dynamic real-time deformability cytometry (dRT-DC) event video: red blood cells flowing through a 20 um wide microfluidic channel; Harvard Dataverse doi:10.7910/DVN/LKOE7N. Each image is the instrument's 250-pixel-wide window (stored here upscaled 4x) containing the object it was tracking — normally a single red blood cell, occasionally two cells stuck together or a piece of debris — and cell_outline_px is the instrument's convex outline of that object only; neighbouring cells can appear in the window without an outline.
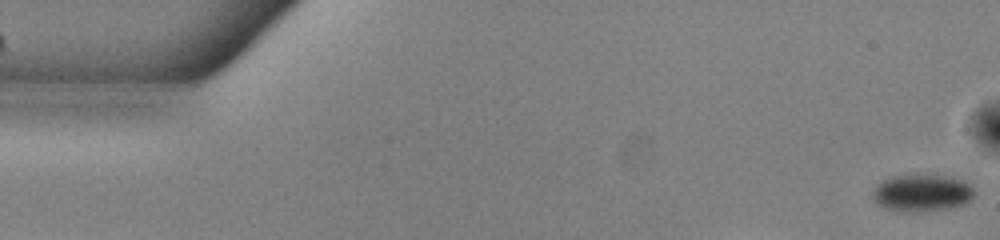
{"species": "common noctule bat (a hibernating species)", "species_latin": "Nyctalus noctula", "temperature_condition": "warm", "stored_images_in_passage": 53, "camera_frame_rate_fps": 3000, "um_per_image_px": 0.085, "animal": {"sex": "male", "body_mass_g": 13.0, "forearm_length_mm": 53.1}, "frame": {"image": 1, "passage_image": 1, "time_ms": 0.0, "image_size_px": [1000, 240], "cell_outline_px": [[972, 200], [964, 204], [948, 208], [916, 212], [896, 212], [884, 208], [876, 204], [872, 196], [872, 192], [876, 184], [892, 176], [952, 176], [964, 180], [972, 188]], "centroid_in_image_um": [78.32, 16.42], "position_along_channel_um": 6.7, "area_um2": 21.96}}
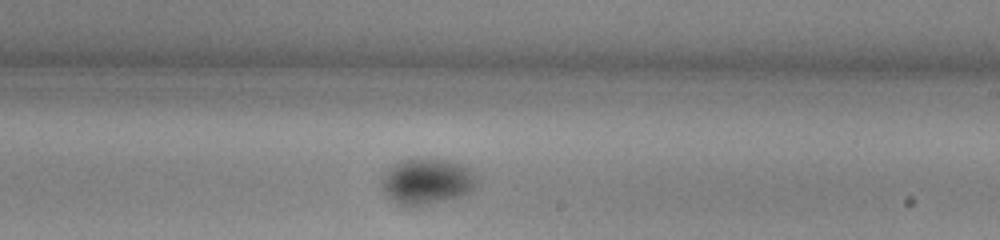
{"frame": {"image": 2, "passage_image": 31, "time_ms": 10.0, "image_size_px": [1000, 240], "cell_outline_px": [[472, 188], [468, 192], [460, 196], [428, 204], [400, 204], [392, 200], [384, 192], [380, 180], [388, 168], [392, 164], [400, 160], [412, 156], [428, 156], [460, 164], [468, 168], [472, 176]], "centroid_in_image_um": [36.17, 15.34], "position_along_channel_um": 252.8, "area_um2": 25.09}}
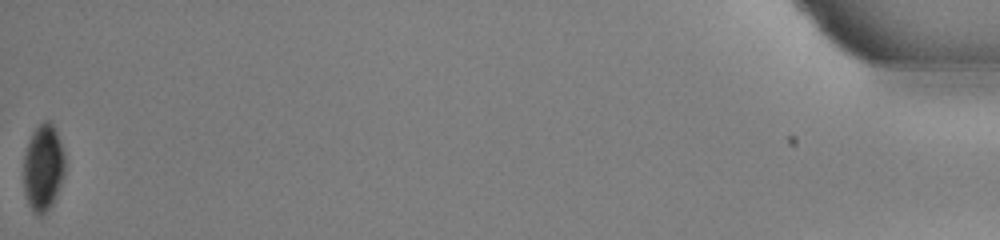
{"frame": {"image": 3, "passage_image": 53, "time_ms": 17.333, "image_size_px": [1000, 240], "cell_outline_px": [[64, 172], [56, 196], [52, 204], [44, 216], [40, 216], [32, 212], [28, 204], [24, 192], [24, 156], [28, 140], [32, 132], [44, 120], [48, 120], [56, 128], [64, 152]], "centroid_in_image_um": [3.66, 14.26], "position_along_channel_um": 431.5, "area_um2": 21.04}}